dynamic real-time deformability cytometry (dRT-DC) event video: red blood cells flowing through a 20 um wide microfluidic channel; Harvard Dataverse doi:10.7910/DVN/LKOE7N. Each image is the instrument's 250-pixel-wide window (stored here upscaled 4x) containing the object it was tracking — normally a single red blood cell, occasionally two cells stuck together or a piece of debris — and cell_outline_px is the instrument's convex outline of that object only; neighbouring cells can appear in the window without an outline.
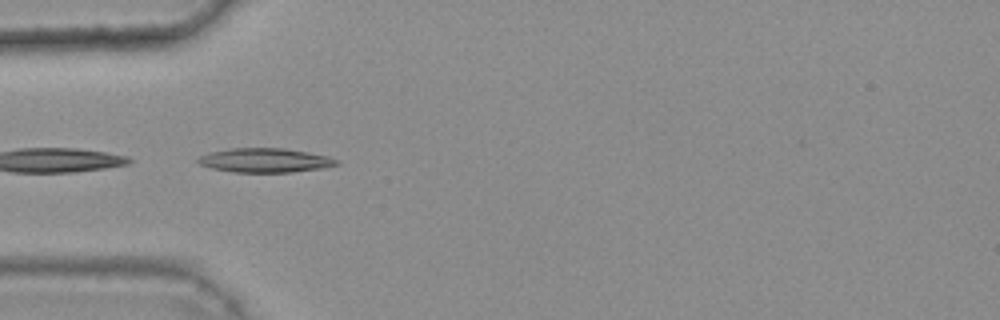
{"species": "common noctule bat (a hibernating species)", "species_latin": "Nyctalus noctula", "temperature_condition": "warm", "stored_images_in_passage": 7, "camera_frame_rate_fps": 3000, "um_per_image_px": 0.085, "animal": {"sex": "female", "body_mass_g": 25.1}, "frame": {"image": 1, "passage_image": 4, "time_ms": 1.0, "image_size_px": [1000, 320], "cell_outline_px": [[340, 164], [320, 168], [292, 172], [232, 172], [212, 168], [200, 164], [196, 160], [200, 156], [208, 152], [232, 148], [284, 148], [308, 152], [328, 156], [336, 160]], "centroid_in_image_um": [22.49, 13.62], "position_along_channel_um": 62.5, "area_um2": 19.42}}